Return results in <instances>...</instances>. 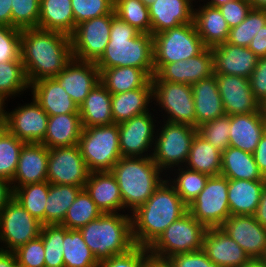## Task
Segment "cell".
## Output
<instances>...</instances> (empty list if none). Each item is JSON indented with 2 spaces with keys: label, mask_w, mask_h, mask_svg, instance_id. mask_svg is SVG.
Here are the masks:
<instances>
[{
  "label": "cell",
  "mask_w": 266,
  "mask_h": 267,
  "mask_svg": "<svg viewBox=\"0 0 266 267\" xmlns=\"http://www.w3.org/2000/svg\"><path fill=\"white\" fill-rule=\"evenodd\" d=\"M73 58L70 36L39 28L21 32V59L29 84L56 77Z\"/></svg>",
  "instance_id": "obj_1"
},
{
  "label": "cell",
  "mask_w": 266,
  "mask_h": 267,
  "mask_svg": "<svg viewBox=\"0 0 266 267\" xmlns=\"http://www.w3.org/2000/svg\"><path fill=\"white\" fill-rule=\"evenodd\" d=\"M188 212L169 180H164L152 196L131 212L135 245L149 247L165 229Z\"/></svg>",
  "instance_id": "obj_2"
},
{
  "label": "cell",
  "mask_w": 266,
  "mask_h": 267,
  "mask_svg": "<svg viewBox=\"0 0 266 267\" xmlns=\"http://www.w3.org/2000/svg\"><path fill=\"white\" fill-rule=\"evenodd\" d=\"M95 63L99 70L126 66L143 69L152 78L153 35L140 33L115 15L112 18L109 42L103 55Z\"/></svg>",
  "instance_id": "obj_3"
},
{
  "label": "cell",
  "mask_w": 266,
  "mask_h": 267,
  "mask_svg": "<svg viewBox=\"0 0 266 267\" xmlns=\"http://www.w3.org/2000/svg\"><path fill=\"white\" fill-rule=\"evenodd\" d=\"M161 172L152 154L148 157H121L111 173L119 185L123 209L128 207L134 212L143 205L165 180L160 177Z\"/></svg>",
  "instance_id": "obj_4"
},
{
  "label": "cell",
  "mask_w": 266,
  "mask_h": 267,
  "mask_svg": "<svg viewBox=\"0 0 266 267\" xmlns=\"http://www.w3.org/2000/svg\"><path fill=\"white\" fill-rule=\"evenodd\" d=\"M79 231L98 262L111 256L127 253L134 248L131 216L103 213Z\"/></svg>",
  "instance_id": "obj_5"
},
{
  "label": "cell",
  "mask_w": 266,
  "mask_h": 267,
  "mask_svg": "<svg viewBox=\"0 0 266 267\" xmlns=\"http://www.w3.org/2000/svg\"><path fill=\"white\" fill-rule=\"evenodd\" d=\"M78 146L90 173L111 171L122 157L118 124L83 127Z\"/></svg>",
  "instance_id": "obj_6"
},
{
  "label": "cell",
  "mask_w": 266,
  "mask_h": 267,
  "mask_svg": "<svg viewBox=\"0 0 266 267\" xmlns=\"http://www.w3.org/2000/svg\"><path fill=\"white\" fill-rule=\"evenodd\" d=\"M207 47L194 23L181 24L153 35L154 74L165 64L187 60Z\"/></svg>",
  "instance_id": "obj_7"
},
{
  "label": "cell",
  "mask_w": 266,
  "mask_h": 267,
  "mask_svg": "<svg viewBox=\"0 0 266 267\" xmlns=\"http://www.w3.org/2000/svg\"><path fill=\"white\" fill-rule=\"evenodd\" d=\"M207 228L189 212L171 223L148 247L152 257L166 260L179 254L203 249V237Z\"/></svg>",
  "instance_id": "obj_8"
},
{
  "label": "cell",
  "mask_w": 266,
  "mask_h": 267,
  "mask_svg": "<svg viewBox=\"0 0 266 267\" xmlns=\"http://www.w3.org/2000/svg\"><path fill=\"white\" fill-rule=\"evenodd\" d=\"M227 192L225 176L209 177L203 190L188 205V212L206 228L221 227L231 216Z\"/></svg>",
  "instance_id": "obj_9"
},
{
  "label": "cell",
  "mask_w": 266,
  "mask_h": 267,
  "mask_svg": "<svg viewBox=\"0 0 266 267\" xmlns=\"http://www.w3.org/2000/svg\"><path fill=\"white\" fill-rule=\"evenodd\" d=\"M159 135L155 134L152 159L163 171L182 165L188 160L191 143L198 129L188 124L165 122ZM159 137V138H158Z\"/></svg>",
  "instance_id": "obj_10"
},
{
  "label": "cell",
  "mask_w": 266,
  "mask_h": 267,
  "mask_svg": "<svg viewBox=\"0 0 266 267\" xmlns=\"http://www.w3.org/2000/svg\"><path fill=\"white\" fill-rule=\"evenodd\" d=\"M42 223L35 219L13 197L0 212V242L6 251H15L40 236Z\"/></svg>",
  "instance_id": "obj_11"
},
{
  "label": "cell",
  "mask_w": 266,
  "mask_h": 267,
  "mask_svg": "<svg viewBox=\"0 0 266 267\" xmlns=\"http://www.w3.org/2000/svg\"><path fill=\"white\" fill-rule=\"evenodd\" d=\"M113 11L76 25L70 36L72 56L78 60L96 62L109 42Z\"/></svg>",
  "instance_id": "obj_12"
},
{
  "label": "cell",
  "mask_w": 266,
  "mask_h": 267,
  "mask_svg": "<svg viewBox=\"0 0 266 267\" xmlns=\"http://www.w3.org/2000/svg\"><path fill=\"white\" fill-rule=\"evenodd\" d=\"M151 83L153 100H157L156 103L168 114L166 121L188 124L196 128L195 106L191 85L162 80H151Z\"/></svg>",
  "instance_id": "obj_13"
},
{
  "label": "cell",
  "mask_w": 266,
  "mask_h": 267,
  "mask_svg": "<svg viewBox=\"0 0 266 267\" xmlns=\"http://www.w3.org/2000/svg\"><path fill=\"white\" fill-rule=\"evenodd\" d=\"M89 173L78 144L48 149L47 181L49 183L84 188Z\"/></svg>",
  "instance_id": "obj_14"
},
{
  "label": "cell",
  "mask_w": 266,
  "mask_h": 267,
  "mask_svg": "<svg viewBox=\"0 0 266 267\" xmlns=\"http://www.w3.org/2000/svg\"><path fill=\"white\" fill-rule=\"evenodd\" d=\"M48 114L34 100L16 108L12 112H4L6 130L25 143H41L44 140Z\"/></svg>",
  "instance_id": "obj_15"
},
{
  "label": "cell",
  "mask_w": 266,
  "mask_h": 267,
  "mask_svg": "<svg viewBox=\"0 0 266 267\" xmlns=\"http://www.w3.org/2000/svg\"><path fill=\"white\" fill-rule=\"evenodd\" d=\"M215 78L225 114H251L264 109L251 91L248 78L226 74H215Z\"/></svg>",
  "instance_id": "obj_16"
},
{
  "label": "cell",
  "mask_w": 266,
  "mask_h": 267,
  "mask_svg": "<svg viewBox=\"0 0 266 267\" xmlns=\"http://www.w3.org/2000/svg\"><path fill=\"white\" fill-rule=\"evenodd\" d=\"M244 250L250 259L266 254V229L254 215H231L220 227Z\"/></svg>",
  "instance_id": "obj_17"
},
{
  "label": "cell",
  "mask_w": 266,
  "mask_h": 267,
  "mask_svg": "<svg viewBox=\"0 0 266 267\" xmlns=\"http://www.w3.org/2000/svg\"><path fill=\"white\" fill-rule=\"evenodd\" d=\"M151 113L146 112L118 124L119 147L122 157H148L147 152L155 140ZM151 146V147H150Z\"/></svg>",
  "instance_id": "obj_18"
},
{
  "label": "cell",
  "mask_w": 266,
  "mask_h": 267,
  "mask_svg": "<svg viewBox=\"0 0 266 267\" xmlns=\"http://www.w3.org/2000/svg\"><path fill=\"white\" fill-rule=\"evenodd\" d=\"M212 75H214L213 54L211 48H206L195 57L163 65L151 80L193 85Z\"/></svg>",
  "instance_id": "obj_19"
},
{
  "label": "cell",
  "mask_w": 266,
  "mask_h": 267,
  "mask_svg": "<svg viewBox=\"0 0 266 267\" xmlns=\"http://www.w3.org/2000/svg\"><path fill=\"white\" fill-rule=\"evenodd\" d=\"M54 79L79 107L100 82V71L95 62L72 58Z\"/></svg>",
  "instance_id": "obj_20"
},
{
  "label": "cell",
  "mask_w": 266,
  "mask_h": 267,
  "mask_svg": "<svg viewBox=\"0 0 266 267\" xmlns=\"http://www.w3.org/2000/svg\"><path fill=\"white\" fill-rule=\"evenodd\" d=\"M214 74L236 75L250 78L256 68L258 57L248 48L222 43L211 48Z\"/></svg>",
  "instance_id": "obj_21"
},
{
  "label": "cell",
  "mask_w": 266,
  "mask_h": 267,
  "mask_svg": "<svg viewBox=\"0 0 266 267\" xmlns=\"http://www.w3.org/2000/svg\"><path fill=\"white\" fill-rule=\"evenodd\" d=\"M203 250L217 267H240L250 259L220 227L207 228L203 237Z\"/></svg>",
  "instance_id": "obj_22"
},
{
  "label": "cell",
  "mask_w": 266,
  "mask_h": 267,
  "mask_svg": "<svg viewBox=\"0 0 266 267\" xmlns=\"http://www.w3.org/2000/svg\"><path fill=\"white\" fill-rule=\"evenodd\" d=\"M47 167L48 148L41 143H25L20 151L18 165L11 181V185L14 184L12 189L47 181Z\"/></svg>",
  "instance_id": "obj_23"
},
{
  "label": "cell",
  "mask_w": 266,
  "mask_h": 267,
  "mask_svg": "<svg viewBox=\"0 0 266 267\" xmlns=\"http://www.w3.org/2000/svg\"><path fill=\"white\" fill-rule=\"evenodd\" d=\"M229 146L253 154L266 131V110L230 116Z\"/></svg>",
  "instance_id": "obj_24"
},
{
  "label": "cell",
  "mask_w": 266,
  "mask_h": 267,
  "mask_svg": "<svg viewBox=\"0 0 266 267\" xmlns=\"http://www.w3.org/2000/svg\"><path fill=\"white\" fill-rule=\"evenodd\" d=\"M193 0H155L149 8L151 34L155 35L181 24L194 23Z\"/></svg>",
  "instance_id": "obj_25"
},
{
  "label": "cell",
  "mask_w": 266,
  "mask_h": 267,
  "mask_svg": "<svg viewBox=\"0 0 266 267\" xmlns=\"http://www.w3.org/2000/svg\"><path fill=\"white\" fill-rule=\"evenodd\" d=\"M34 100L48 114L55 116L79 113V107L54 78H44L30 84Z\"/></svg>",
  "instance_id": "obj_26"
},
{
  "label": "cell",
  "mask_w": 266,
  "mask_h": 267,
  "mask_svg": "<svg viewBox=\"0 0 266 267\" xmlns=\"http://www.w3.org/2000/svg\"><path fill=\"white\" fill-rule=\"evenodd\" d=\"M84 189L102 213L123 209L119 185L111 171L89 173Z\"/></svg>",
  "instance_id": "obj_27"
},
{
  "label": "cell",
  "mask_w": 266,
  "mask_h": 267,
  "mask_svg": "<svg viewBox=\"0 0 266 267\" xmlns=\"http://www.w3.org/2000/svg\"><path fill=\"white\" fill-rule=\"evenodd\" d=\"M191 88L194 98L196 128L205 122L225 115L215 74L196 82L191 85Z\"/></svg>",
  "instance_id": "obj_28"
},
{
  "label": "cell",
  "mask_w": 266,
  "mask_h": 267,
  "mask_svg": "<svg viewBox=\"0 0 266 267\" xmlns=\"http://www.w3.org/2000/svg\"><path fill=\"white\" fill-rule=\"evenodd\" d=\"M194 9L193 22L198 35L207 48H212L228 40L230 27L218 8L208 5Z\"/></svg>",
  "instance_id": "obj_29"
},
{
  "label": "cell",
  "mask_w": 266,
  "mask_h": 267,
  "mask_svg": "<svg viewBox=\"0 0 266 267\" xmlns=\"http://www.w3.org/2000/svg\"><path fill=\"white\" fill-rule=\"evenodd\" d=\"M82 129L79 113L49 116L46 134L41 144H44L48 149L76 145Z\"/></svg>",
  "instance_id": "obj_30"
},
{
  "label": "cell",
  "mask_w": 266,
  "mask_h": 267,
  "mask_svg": "<svg viewBox=\"0 0 266 267\" xmlns=\"http://www.w3.org/2000/svg\"><path fill=\"white\" fill-rule=\"evenodd\" d=\"M266 180L228 179L230 215H254Z\"/></svg>",
  "instance_id": "obj_31"
},
{
  "label": "cell",
  "mask_w": 266,
  "mask_h": 267,
  "mask_svg": "<svg viewBox=\"0 0 266 267\" xmlns=\"http://www.w3.org/2000/svg\"><path fill=\"white\" fill-rule=\"evenodd\" d=\"M112 94L99 82L79 106L83 127L114 124L111 107Z\"/></svg>",
  "instance_id": "obj_32"
},
{
  "label": "cell",
  "mask_w": 266,
  "mask_h": 267,
  "mask_svg": "<svg viewBox=\"0 0 266 267\" xmlns=\"http://www.w3.org/2000/svg\"><path fill=\"white\" fill-rule=\"evenodd\" d=\"M151 99H153L151 80L143 88L112 94L111 107L114 123L119 124L148 112L147 107Z\"/></svg>",
  "instance_id": "obj_33"
},
{
  "label": "cell",
  "mask_w": 266,
  "mask_h": 267,
  "mask_svg": "<svg viewBox=\"0 0 266 267\" xmlns=\"http://www.w3.org/2000/svg\"><path fill=\"white\" fill-rule=\"evenodd\" d=\"M38 28L71 36L76 28L71 0H40Z\"/></svg>",
  "instance_id": "obj_34"
},
{
  "label": "cell",
  "mask_w": 266,
  "mask_h": 267,
  "mask_svg": "<svg viewBox=\"0 0 266 267\" xmlns=\"http://www.w3.org/2000/svg\"><path fill=\"white\" fill-rule=\"evenodd\" d=\"M221 175L227 179L266 180L260 173L253 154L232 146L222 152Z\"/></svg>",
  "instance_id": "obj_35"
},
{
  "label": "cell",
  "mask_w": 266,
  "mask_h": 267,
  "mask_svg": "<svg viewBox=\"0 0 266 267\" xmlns=\"http://www.w3.org/2000/svg\"><path fill=\"white\" fill-rule=\"evenodd\" d=\"M222 152L210 144L198 132L192 140L186 168L209 177L221 174ZM188 163V164H187Z\"/></svg>",
  "instance_id": "obj_36"
},
{
  "label": "cell",
  "mask_w": 266,
  "mask_h": 267,
  "mask_svg": "<svg viewBox=\"0 0 266 267\" xmlns=\"http://www.w3.org/2000/svg\"><path fill=\"white\" fill-rule=\"evenodd\" d=\"M99 71L100 82L111 94L143 88L151 80V77L143 69L129 66Z\"/></svg>",
  "instance_id": "obj_37"
},
{
  "label": "cell",
  "mask_w": 266,
  "mask_h": 267,
  "mask_svg": "<svg viewBox=\"0 0 266 267\" xmlns=\"http://www.w3.org/2000/svg\"><path fill=\"white\" fill-rule=\"evenodd\" d=\"M83 187L49 183V193L45 206V225L61 224L68 208L75 201Z\"/></svg>",
  "instance_id": "obj_38"
},
{
  "label": "cell",
  "mask_w": 266,
  "mask_h": 267,
  "mask_svg": "<svg viewBox=\"0 0 266 267\" xmlns=\"http://www.w3.org/2000/svg\"><path fill=\"white\" fill-rule=\"evenodd\" d=\"M63 247L64 267H98L99 262L78 229L64 226Z\"/></svg>",
  "instance_id": "obj_39"
},
{
  "label": "cell",
  "mask_w": 266,
  "mask_h": 267,
  "mask_svg": "<svg viewBox=\"0 0 266 267\" xmlns=\"http://www.w3.org/2000/svg\"><path fill=\"white\" fill-rule=\"evenodd\" d=\"M48 193V181L30 183L13 189V197L42 225H45V206Z\"/></svg>",
  "instance_id": "obj_40"
},
{
  "label": "cell",
  "mask_w": 266,
  "mask_h": 267,
  "mask_svg": "<svg viewBox=\"0 0 266 267\" xmlns=\"http://www.w3.org/2000/svg\"><path fill=\"white\" fill-rule=\"evenodd\" d=\"M103 213L83 188L75 201L68 208L67 214L61 223L67 229H80Z\"/></svg>",
  "instance_id": "obj_41"
},
{
  "label": "cell",
  "mask_w": 266,
  "mask_h": 267,
  "mask_svg": "<svg viewBox=\"0 0 266 267\" xmlns=\"http://www.w3.org/2000/svg\"><path fill=\"white\" fill-rule=\"evenodd\" d=\"M30 89L22 61L0 63V99L4 102L7 97L21 94Z\"/></svg>",
  "instance_id": "obj_42"
},
{
  "label": "cell",
  "mask_w": 266,
  "mask_h": 267,
  "mask_svg": "<svg viewBox=\"0 0 266 267\" xmlns=\"http://www.w3.org/2000/svg\"><path fill=\"white\" fill-rule=\"evenodd\" d=\"M115 15L140 33H151L149 8L141 0H116Z\"/></svg>",
  "instance_id": "obj_43"
},
{
  "label": "cell",
  "mask_w": 266,
  "mask_h": 267,
  "mask_svg": "<svg viewBox=\"0 0 266 267\" xmlns=\"http://www.w3.org/2000/svg\"><path fill=\"white\" fill-rule=\"evenodd\" d=\"M40 237L45 251V267H64V226L61 224L42 225Z\"/></svg>",
  "instance_id": "obj_44"
},
{
  "label": "cell",
  "mask_w": 266,
  "mask_h": 267,
  "mask_svg": "<svg viewBox=\"0 0 266 267\" xmlns=\"http://www.w3.org/2000/svg\"><path fill=\"white\" fill-rule=\"evenodd\" d=\"M266 24V9L252 8L247 17L230 28L227 42L240 47H249L251 40Z\"/></svg>",
  "instance_id": "obj_45"
},
{
  "label": "cell",
  "mask_w": 266,
  "mask_h": 267,
  "mask_svg": "<svg viewBox=\"0 0 266 267\" xmlns=\"http://www.w3.org/2000/svg\"><path fill=\"white\" fill-rule=\"evenodd\" d=\"M181 169V170H180ZM178 176L170 184L174 187L182 201L188 206L203 190L209 176L201 172L178 167Z\"/></svg>",
  "instance_id": "obj_46"
},
{
  "label": "cell",
  "mask_w": 266,
  "mask_h": 267,
  "mask_svg": "<svg viewBox=\"0 0 266 267\" xmlns=\"http://www.w3.org/2000/svg\"><path fill=\"white\" fill-rule=\"evenodd\" d=\"M24 144L7 130L0 136V177L12 181Z\"/></svg>",
  "instance_id": "obj_47"
},
{
  "label": "cell",
  "mask_w": 266,
  "mask_h": 267,
  "mask_svg": "<svg viewBox=\"0 0 266 267\" xmlns=\"http://www.w3.org/2000/svg\"><path fill=\"white\" fill-rule=\"evenodd\" d=\"M198 133L220 152L229 147L230 116L225 114L212 121L205 122L198 128Z\"/></svg>",
  "instance_id": "obj_48"
},
{
  "label": "cell",
  "mask_w": 266,
  "mask_h": 267,
  "mask_svg": "<svg viewBox=\"0 0 266 267\" xmlns=\"http://www.w3.org/2000/svg\"><path fill=\"white\" fill-rule=\"evenodd\" d=\"M12 27L38 28L40 0H12Z\"/></svg>",
  "instance_id": "obj_49"
},
{
  "label": "cell",
  "mask_w": 266,
  "mask_h": 267,
  "mask_svg": "<svg viewBox=\"0 0 266 267\" xmlns=\"http://www.w3.org/2000/svg\"><path fill=\"white\" fill-rule=\"evenodd\" d=\"M71 5L75 25L114 11L113 0H71Z\"/></svg>",
  "instance_id": "obj_50"
},
{
  "label": "cell",
  "mask_w": 266,
  "mask_h": 267,
  "mask_svg": "<svg viewBox=\"0 0 266 267\" xmlns=\"http://www.w3.org/2000/svg\"><path fill=\"white\" fill-rule=\"evenodd\" d=\"M21 32L20 29L0 25V63L22 61Z\"/></svg>",
  "instance_id": "obj_51"
},
{
  "label": "cell",
  "mask_w": 266,
  "mask_h": 267,
  "mask_svg": "<svg viewBox=\"0 0 266 267\" xmlns=\"http://www.w3.org/2000/svg\"><path fill=\"white\" fill-rule=\"evenodd\" d=\"M13 252L15 253L18 267H45V251L40 236L28 241Z\"/></svg>",
  "instance_id": "obj_52"
},
{
  "label": "cell",
  "mask_w": 266,
  "mask_h": 267,
  "mask_svg": "<svg viewBox=\"0 0 266 267\" xmlns=\"http://www.w3.org/2000/svg\"><path fill=\"white\" fill-rule=\"evenodd\" d=\"M150 256L148 247L136 245L127 253L114 255L99 262L98 267H142Z\"/></svg>",
  "instance_id": "obj_53"
},
{
  "label": "cell",
  "mask_w": 266,
  "mask_h": 267,
  "mask_svg": "<svg viewBox=\"0 0 266 267\" xmlns=\"http://www.w3.org/2000/svg\"><path fill=\"white\" fill-rule=\"evenodd\" d=\"M252 8L249 0H232L218 7L230 28L239 25Z\"/></svg>",
  "instance_id": "obj_54"
},
{
  "label": "cell",
  "mask_w": 266,
  "mask_h": 267,
  "mask_svg": "<svg viewBox=\"0 0 266 267\" xmlns=\"http://www.w3.org/2000/svg\"><path fill=\"white\" fill-rule=\"evenodd\" d=\"M166 260L171 267H217L203 249L175 254Z\"/></svg>",
  "instance_id": "obj_55"
},
{
  "label": "cell",
  "mask_w": 266,
  "mask_h": 267,
  "mask_svg": "<svg viewBox=\"0 0 266 267\" xmlns=\"http://www.w3.org/2000/svg\"><path fill=\"white\" fill-rule=\"evenodd\" d=\"M251 91L262 107L266 106V56L259 57L249 78Z\"/></svg>",
  "instance_id": "obj_56"
},
{
  "label": "cell",
  "mask_w": 266,
  "mask_h": 267,
  "mask_svg": "<svg viewBox=\"0 0 266 267\" xmlns=\"http://www.w3.org/2000/svg\"><path fill=\"white\" fill-rule=\"evenodd\" d=\"M258 58L266 56V24L253 37L248 47Z\"/></svg>",
  "instance_id": "obj_57"
},
{
  "label": "cell",
  "mask_w": 266,
  "mask_h": 267,
  "mask_svg": "<svg viewBox=\"0 0 266 267\" xmlns=\"http://www.w3.org/2000/svg\"><path fill=\"white\" fill-rule=\"evenodd\" d=\"M254 160L262 176L266 178V131L262 135L255 152L253 153Z\"/></svg>",
  "instance_id": "obj_58"
},
{
  "label": "cell",
  "mask_w": 266,
  "mask_h": 267,
  "mask_svg": "<svg viewBox=\"0 0 266 267\" xmlns=\"http://www.w3.org/2000/svg\"><path fill=\"white\" fill-rule=\"evenodd\" d=\"M12 198L13 189L11 182L0 177V212Z\"/></svg>",
  "instance_id": "obj_59"
},
{
  "label": "cell",
  "mask_w": 266,
  "mask_h": 267,
  "mask_svg": "<svg viewBox=\"0 0 266 267\" xmlns=\"http://www.w3.org/2000/svg\"><path fill=\"white\" fill-rule=\"evenodd\" d=\"M12 0H0V25L12 27Z\"/></svg>",
  "instance_id": "obj_60"
},
{
  "label": "cell",
  "mask_w": 266,
  "mask_h": 267,
  "mask_svg": "<svg viewBox=\"0 0 266 267\" xmlns=\"http://www.w3.org/2000/svg\"><path fill=\"white\" fill-rule=\"evenodd\" d=\"M254 218L266 229V183L262 190L260 202L255 211Z\"/></svg>",
  "instance_id": "obj_61"
},
{
  "label": "cell",
  "mask_w": 266,
  "mask_h": 267,
  "mask_svg": "<svg viewBox=\"0 0 266 267\" xmlns=\"http://www.w3.org/2000/svg\"><path fill=\"white\" fill-rule=\"evenodd\" d=\"M0 267H18L15 253L0 249Z\"/></svg>",
  "instance_id": "obj_62"
},
{
  "label": "cell",
  "mask_w": 266,
  "mask_h": 267,
  "mask_svg": "<svg viewBox=\"0 0 266 267\" xmlns=\"http://www.w3.org/2000/svg\"><path fill=\"white\" fill-rule=\"evenodd\" d=\"M142 267H171L167 260L150 256Z\"/></svg>",
  "instance_id": "obj_63"
},
{
  "label": "cell",
  "mask_w": 266,
  "mask_h": 267,
  "mask_svg": "<svg viewBox=\"0 0 266 267\" xmlns=\"http://www.w3.org/2000/svg\"><path fill=\"white\" fill-rule=\"evenodd\" d=\"M240 267H266V263L263 259H249Z\"/></svg>",
  "instance_id": "obj_64"
},
{
  "label": "cell",
  "mask_w": 266,
  "mask_h": 267,
  "mask_svg": "<svg viewBox=\"0 0 266 267\" xmlns=\"http://www.w3.org/2000/svg\"><path fill=\"white\" fill-rule=\"evenodd\" d=\"M253 8L266 9V0H249Z\"/></svg>",
  "instance_id": "obj_65"
},
{
  "label": "cell",
  "mask_w": 266,
  "mask_h": 267,
  "mask_svg": "<svg viewBox=\"0 0 266 267\" xmlns=\"http://www.w3.org/2000/svg\"><path fill=\"white\" fill-rule=\"evenodd\" d=\"M232 1V0H211L206 3V5L218 8L221 5H224L225 3Z\"/></svg>",
  "instance_id": "obj_66"
},
{
  "label": "cell",
  "mask_w": 266,
  "mask_h": 267,
  "mask_svg": "<svg viewBox=\"0 0 266 267\" xmlns=\"http://www.w3.org/2000/svg\"><path fill=\"white\" fill-rule=\"evenodd\" d=\"M5 102H3L1 99H0V123H5L4 122V112L6 111V110H4V104Z\"/></svg>",
  "instance_id": "obj_67"
},
{
  "label": "cell",
  "mask_w": 266,
  "mask_h": 267,
  "mask_svg": "<svg viewBox=\"0 0 266 267\" xmlns=\"http://www.w3.org/2000/svg\"><path fill=\"white\" fill-rule=\"evenodd\" d=\"M6 131L5 123H0V136Z\"/></svg>",
  "instance_id": "obj_68"
},
{
  "label": "cell",
  "mask_w": 266,
  "mask_h": 267,
  "mask_svg": "<svg viewBox=\"0 0 266 267\" xmlns=\"http://www.w3.org/2000/svg\"><path fill=\"white\" fill-rule=\"evenodd\" d=\"M147 7H149L155 0H141Z\"/></svg>",
  "instance_id": "obj_69"
},
{
  "label": "cell",
  "mask_w": 266,
  "mask_h": 267,
  "mask_svg": "<svg viewBox=\"0 0 266 267\" xmlns=\"http://www.w3.org/2000/svg\"><path fill=\"white\" fill-rule=\"evenodd\" d=\"M263 260H264V261H265V263H266V254H265V256H264Z\"/></svg>",
  "instance_id": "obj_70"
}]
</instances>
